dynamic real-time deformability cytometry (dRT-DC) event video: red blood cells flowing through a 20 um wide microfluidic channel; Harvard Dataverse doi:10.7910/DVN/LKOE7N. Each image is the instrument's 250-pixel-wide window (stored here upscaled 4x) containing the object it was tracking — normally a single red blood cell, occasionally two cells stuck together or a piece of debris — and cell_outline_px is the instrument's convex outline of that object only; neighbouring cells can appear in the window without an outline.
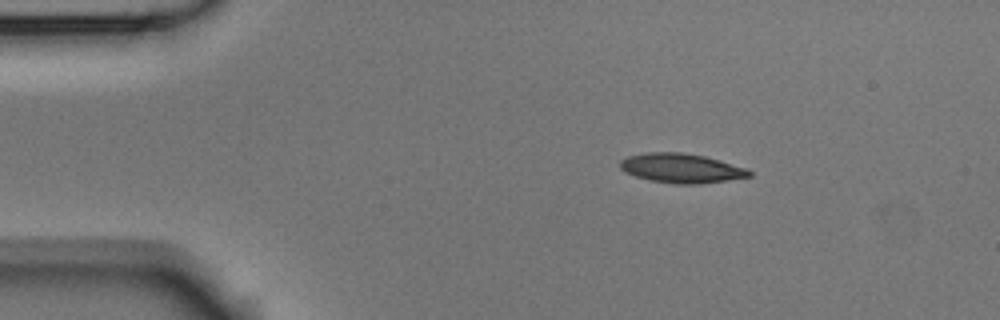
{"species": "Egyptian fruit bat (a non-hibernating species)", "species_latin": "Rousettus aegyptiacus", "temperature_condition": "room temperature", "stored_images_in_passage": 3, "camera_frame_rate_fps": 3000, "um_per_image_px": 0.085, "animal": {"sex": "male"}, "frame": {"image": 1, "passage_image": 1, "time_ms": 0.0, "image_size_px": [1000, 320], "cell_outline_px": [[752, 176], [700, 184], [676, 184], [652, 180], [636, 176], [620, 168], [620, 160], [628, 156], [648, 152], [680, 152], [704, 156], [720, 160], [748, 168], [752, 172]], "centroid_in_image_um": [57.95, 14.29], "position_along_channel_um": 27.0, "area_um2": 21.96}}
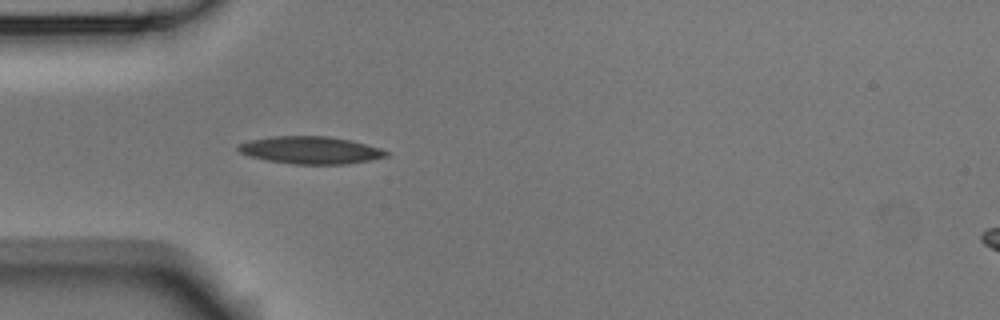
{"frame": {"image": 2, "passage_image": 3, "time_ms": 0.667, "image_size_px": [1000, 320], "cell_outline_px": [[388, 156], [372, 160], [344, 164], [296, 164], [268, 160], [252, 156], [240, 152], [236, 148], [236, 144], [248, 140], [272, 136], [328, 136], [352, 140], [380, 148], [388, 152]], "centroid_in_image_um": [26.4, 12.75], "position_along_channel_um": 58.6, "area_um2": 23.64}}